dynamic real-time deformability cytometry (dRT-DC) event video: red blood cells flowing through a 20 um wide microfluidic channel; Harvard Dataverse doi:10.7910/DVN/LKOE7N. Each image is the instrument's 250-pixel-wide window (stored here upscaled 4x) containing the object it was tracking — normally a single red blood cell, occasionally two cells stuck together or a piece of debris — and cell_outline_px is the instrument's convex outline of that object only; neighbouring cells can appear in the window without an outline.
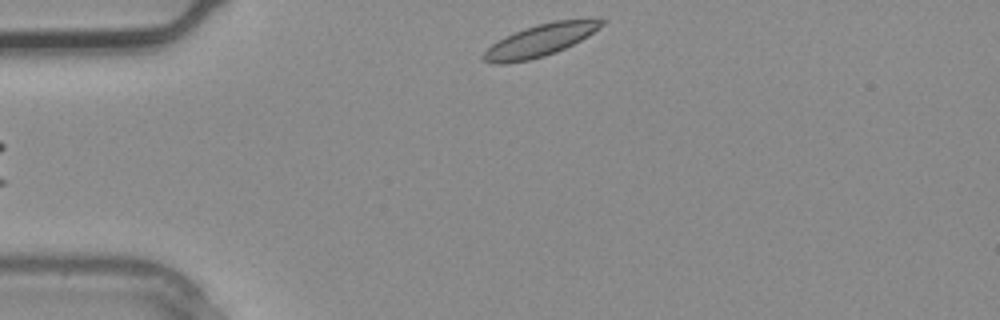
{"species": "common noctule bat (a hibernating species)", "species_latin": "Nyctalus noctula", "temperature_condition": "warm", "stored_images_in_passage": 1, "camera_frame_rate_fps": 3000, "um_per_image_px": 0.085, "animal": {"sex": "male", "body_mass_g": 20.4}, "frame": {"image": 1, "passage_image": 1, "time_ms": 0.0, "image_size_px": [1000, 320], "cell_outline_px": [[604, 24], [588, 36], [556, 52], [544, 56], [528, 60], [504, 64], [492, 64], [480, 60], [480, 56], [492, 44], [524, 28], [536, 24], [556, 20], [604, 20]], "centroid_in_image_um": [45.83, 3.46], "position_along_channel_um": 39.2, "area_um2": 21.68}}